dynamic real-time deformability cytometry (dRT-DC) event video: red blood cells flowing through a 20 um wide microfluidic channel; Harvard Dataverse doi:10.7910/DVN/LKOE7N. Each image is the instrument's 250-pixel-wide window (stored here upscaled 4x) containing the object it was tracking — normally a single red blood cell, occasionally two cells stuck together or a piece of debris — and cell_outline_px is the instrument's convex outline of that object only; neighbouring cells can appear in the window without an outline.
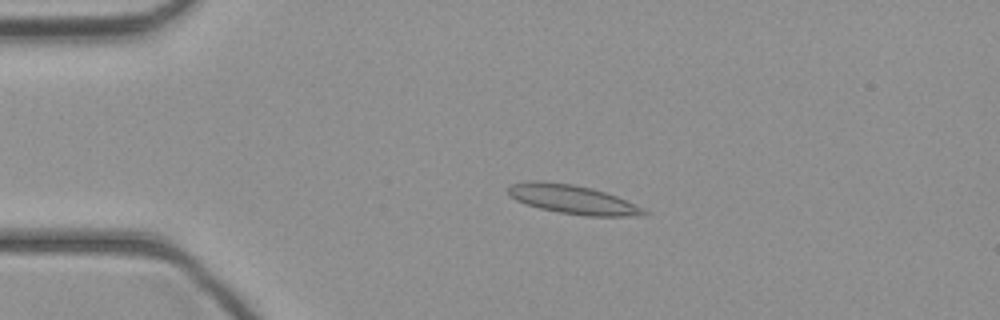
{"species": "common noctule bat (a hibernating species)", "species_latin": "Nyctalus noctula", "temperature_condition": "cold", "stored_images_in_passage": 41, "camera_frame_rate_fps": 3000, "um_per_image_px": 0.085, "animal": {"sex": "female", "body_mass_g": 21.9}, "frame": {"image": 1, "passage_image": 6, "time_ms": 1.667, "image_size_px": [1000, 320], "cell_outline_px": [[648, 216], [588, 216], [560, 212], [540, 208], [524, 204], [508, 196], [508, 188], [512, 184], [528, 180], [544, 180], [572, 184], [592, 188], [616, 196], [644, 208], [648, 212]], "centroid_in_image_um": [48.66, 16.94], "position_along_channel_um": 36.3, "area_um2": 23.06}}
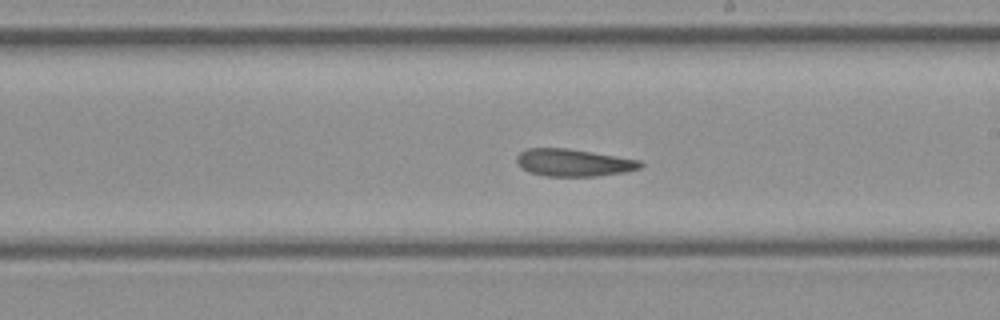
{"frame": {"image": 2, "passage_image": 22, "time_ms": 7.0, "image_size_px": [1000, 320], "cell_outline_px": [[644, 164], [640, 168], [624, 172], [596, 176], [548, 176], [528, 172], [520, 168], [516, 160], [516, 156], [520, 152], [528, 148], [568, 148], [640, 160]], "centroid_in_image_um": [48.72, 13.82], "position_along_channel_um": 240.3, "area_um2": 19.71}}
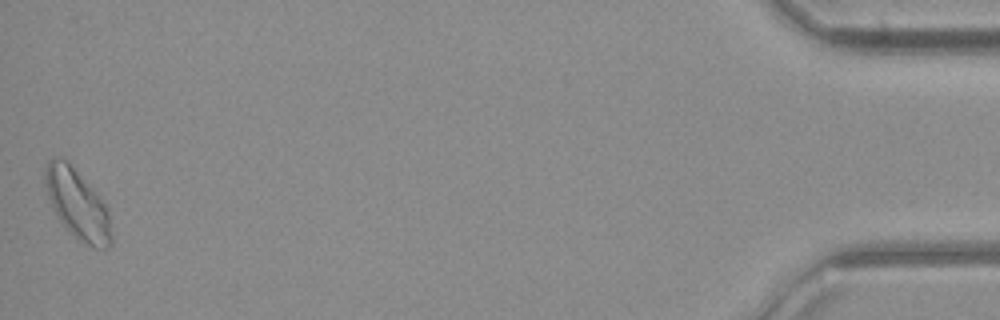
{"frame": {"image": 3, "passage_image": 41, "time_ms": 13.333, "image_size_px": [1000, 320], "cell_outline_px": [[112, 244], [108, 248], [92, 248], [76, 240], [64, 228], [56, 216], [48, 196], [44, 184], [44, 168], [48, 160], [52, 156], [56, 156], [64, 160], [76, 172], [104, 204], [108, 212], [112, 236]], "centroid_in_image_um": [6.54, 17.44], "position_along_channel_um": 428.7, "area_um2": 26.65}}